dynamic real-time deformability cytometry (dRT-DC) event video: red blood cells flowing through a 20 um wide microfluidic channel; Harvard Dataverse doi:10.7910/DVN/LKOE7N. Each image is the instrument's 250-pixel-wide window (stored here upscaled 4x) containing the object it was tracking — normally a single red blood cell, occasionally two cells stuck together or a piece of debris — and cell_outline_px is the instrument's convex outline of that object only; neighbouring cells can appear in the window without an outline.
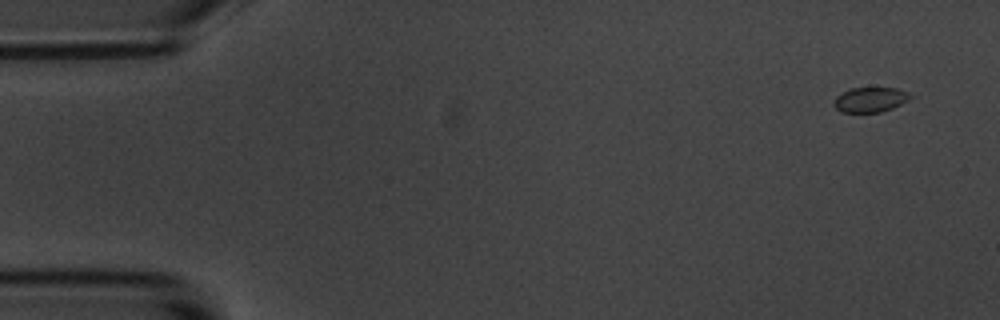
{"species": "common noctule bat (a hibernating species)", "species_latin": "Nyctalus noctula", "temperature_condition": "room temperature", "stored_images_in_passage": 6, "camera_frame_rate_fps": 3000, "um_per_image_px": 0.085, "animal": {"sex": "male", "body_mass_g": 20.1, "forearm_length_mm": 53.5}, "frame": {"image": 1, "passage_image": 1, "time_ms": 0.0, "image_size_px": [1000, 320], "cell_outline_px": [[916, 96], [892, 108], [880, 112], [840, 112], [832, 104], [836, 96], [852, 88], [896, 88], [908, 92]], "centroid_in_image_um": [73.99, 8.47], "position_along_channel_um": 11.0, "area_um2": 11.1}}
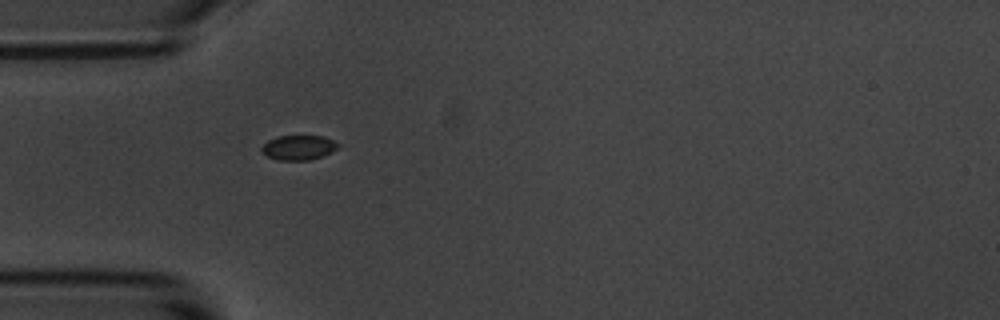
{"frame": {"image": 2, "passage_image": 5, "time_ms": 4.667, "image_size_px": [1000, 320], "cell_outline_px": [[340, 144], [336, 148], [320, 156], [308, 160], [280, 160], [268, 156], [260, 148], [268, 140], [276, 136], [324, 136]], "centroid_in_image_um": [25.35, 12.52], "position_along_channel_um": 59.7, "area_um2": 10.69}}
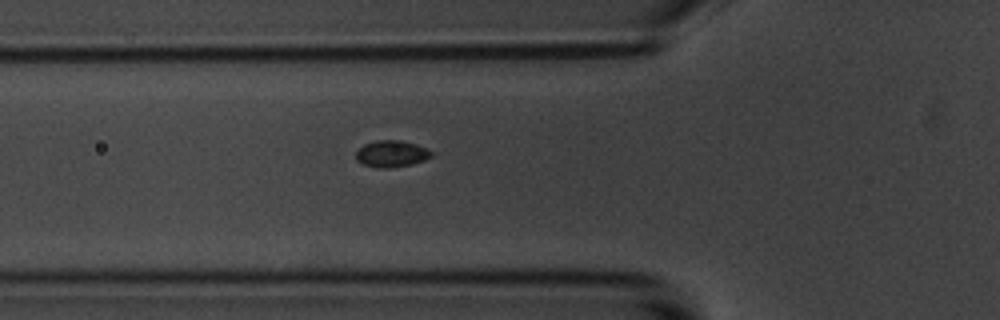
{"frame": {"image": 3, "passage_image": 6, "time_ms": 5.667, "image_size_px": [1000, 320], "cell_outline_px": [[432, 156], [424, 160], [412, 164], [388, 168], [380, 168], [364, 164], [356, 160], [356, 152], [364, 144], [376, 140], [400, 140], [416, 144], [428, 148], [432, 152]], "centroid_in_image_um": [33.29, 13.06], "position_along_channel_um": 92.5, "area_um2": 11.68}}